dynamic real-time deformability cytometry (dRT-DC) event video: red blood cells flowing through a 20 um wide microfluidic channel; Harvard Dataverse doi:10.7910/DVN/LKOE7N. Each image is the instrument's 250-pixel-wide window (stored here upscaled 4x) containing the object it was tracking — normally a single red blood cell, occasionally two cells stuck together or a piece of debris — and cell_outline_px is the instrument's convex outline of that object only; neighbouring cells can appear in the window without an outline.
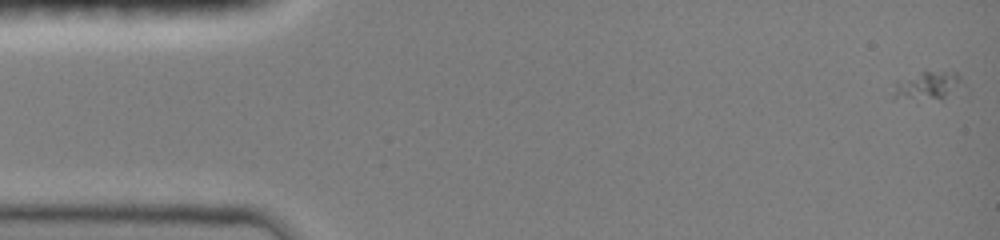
{"species": "common noctule bat (a hibernating species)", "species_latin": "Nyctalus noctula", "temperature_condition": "room temperature", "stored_images_in_passage": 47, "camera_frame_rate_fps": 3000, "um_per_image_px": 0.085, "animal": {"sex": "female", "body_mass_g": 19.0, "forearm_length_mm": 51.5}, "frame": {"image": 1, "passage_image": 1, "time_ms": 0.0, "image_size_px": [1000, 240], "cell_outline_px": [[960, 80], [940, 100], [892, 100], [892, 96], [896, 80], [924, 68], [956, 72], [960, 76]], "centroid_in_image_um": [78.64, 7.24], "position_along_channel_um": 6.4, "area_um2": 11.85}}
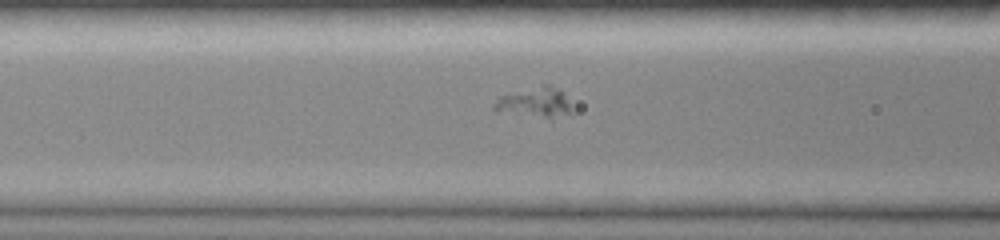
{"frame": {"image": 2, "passage_image": 19, "time_ms": 6.0, "image_size_px": [1000, 240], "cell_outline_px": [[572, 116], [544, 116], [496, 112], [492, 108], [492, 104], [500, 96], [544, 84], [548, 84], [560, 92], [564, 96], [572, 112]], "centroid_in_image_um": [45.4, 8.71], "position_along_channel_um": 121.2, "area_um2": 13.01}}
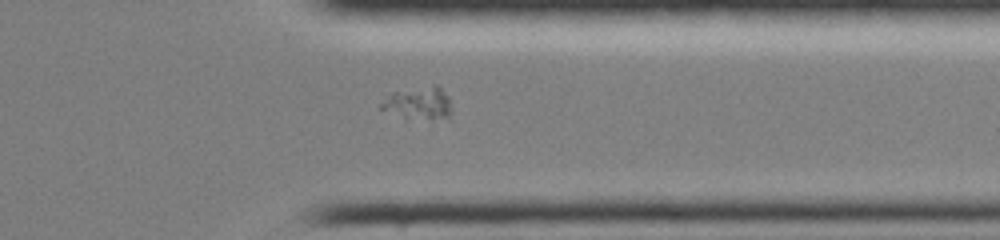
{"frame": {"image": 3, "passage_image": 38, "time_ms": 12.333, "image_size_px": [1000, 240], "cell_outline_px": [[452, 124], [408, 120], [380, 108], [380, 104], [388, 96], [396, 92], [436, 84], [448, 96], [452, 108]], "centroid_in_image_um": [35.74, 8.91], "position_along_channel_um": 375.7, "area_um2": 14.45}}